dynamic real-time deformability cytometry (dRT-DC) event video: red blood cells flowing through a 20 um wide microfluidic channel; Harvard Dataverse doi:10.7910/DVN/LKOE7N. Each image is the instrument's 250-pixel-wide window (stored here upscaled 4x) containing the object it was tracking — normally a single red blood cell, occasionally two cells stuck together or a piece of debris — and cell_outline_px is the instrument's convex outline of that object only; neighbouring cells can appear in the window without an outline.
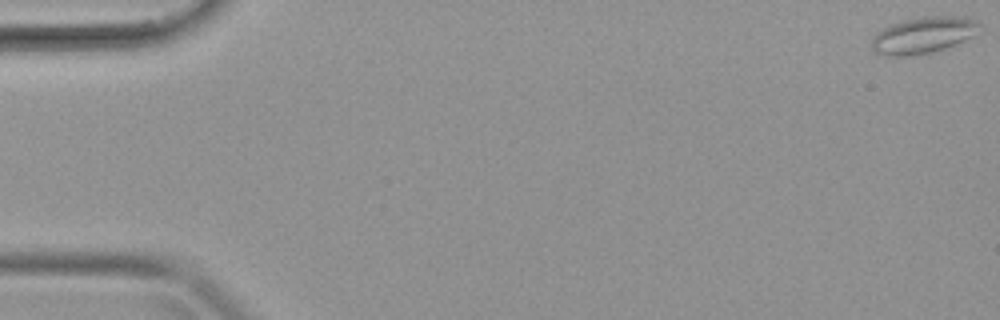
{"species": "common noctule bat (a hibernating species)", "species_latin": "Nyctalus noctula", "temperature_condition": "warm", "stored_images_in_passage": 11, "camera_frame_rate_fps": 3000, "um_per_image_px": 0.085, "animal": {"sex": "female", "body_mass_g": 19.9}, "frame": {"image": 1, "passage_image": 1, "time_ms": 0.0, "image_size_px": [1000, 320], "cell_outline_px": [[984, 28], [972, 36], [964, 40], [944, 48], [932, 52], [912, 56], [880, 56], [868, 48], [868, 44], [876, 32], [888, 24], [904, 20], [924, 16], [952, 16], [976, 20], [984, 24]], "centroid_in_image_um": [78.41, 3.0], "position_along_channel_um": 6.6, "area_um2": 23.52}}